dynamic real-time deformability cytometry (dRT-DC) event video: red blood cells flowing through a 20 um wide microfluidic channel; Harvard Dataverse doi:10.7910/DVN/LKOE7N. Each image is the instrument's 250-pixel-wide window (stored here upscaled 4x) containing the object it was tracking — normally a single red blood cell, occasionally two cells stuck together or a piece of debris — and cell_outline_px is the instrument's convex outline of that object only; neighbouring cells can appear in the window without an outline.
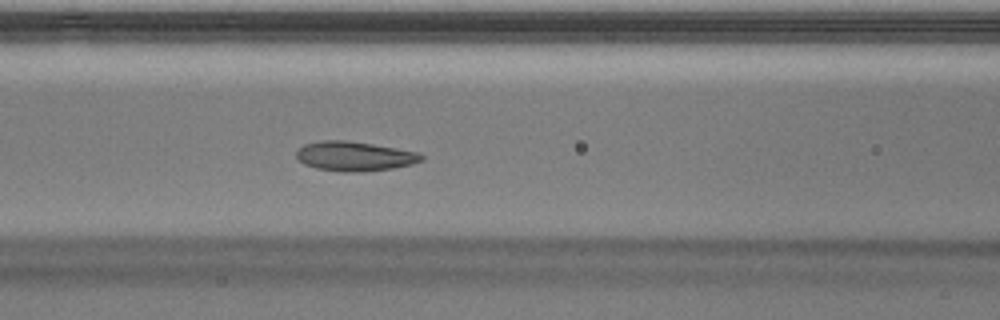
{"species": "Egyptian fruit bat (a non-hibernating species)", "species_latin": "Rousettus aegyptiacus", "temperature_condition": "warm", "stored_images_in_passage": 49, "camera_frame_rate_fps": 3000, "um_per_image_px": 0.085, "animal": {"sex": "male"}, "frame": {"image": 1, "passage_image": 20, "time_ms": 6.333, "image_size_px": [1000, 320], "cell_outline_px": [[424, 160], [412, 164], [392, 168], [364, 172], [344, 172], [316, 168], [304, 164], [296, 156], [296, 152], [304, 144], [324, 140], [344, 140], [372, 144], [416, 152], [424, 156]], "centroid_in_image_um": [30.13, 13.29], "position_along_channel_um": 136.5, "area_um2": 21.33}}
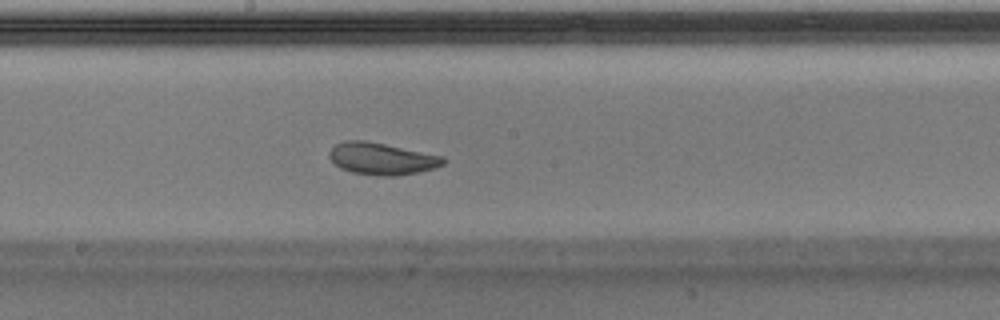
{"frame": {"image": 2, "passage_image": 26, "time_ms": 8.333, "image_size_px": [1000, 320], "cell_outline_px": [[448, 160], [444, 164], [436, 168], [420, 172], [396, 176], [380, 176], [352, 172], [340, 168], [328, 156], [328, 152], [336, 144], [344, 140], [364, 140], [444, 156]], "centroid_in_image_um": [32.48, 13.49], "position_along_channel_um": 215.7, "area_um2": 21.33}}
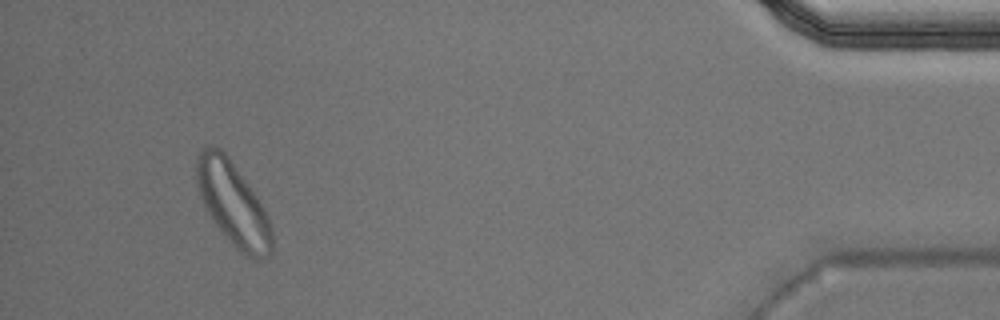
{"frame": {"image": 3, "passage_image": 46, "time_ms": 15.0, "image_size_px": [1000, 320], "cell_outline_px": [[272, 252], [264, 260], [252, 260], [236, 248], [232, 244], [212, 220], [204, 208], [196, 184], [196, 156], [200, 148], [220, 148], [228, 156], [256, 196], [264, 208], [268, 216], [272, 228]], "centroid_in_image_um": [19.8, 17.36], "position_along_channel_um": 415.4, "area_um2": 36.65}, "authors_computed_cell_mechanics": {"area_um2": 21.4438, "velocity_mm_per_s": 3.9684, "shape_relaxation_time_tau1_ms": 2.305, "shape_relaxation_time_tau2_ms": 2.225, "deformation_change_tau1": 0.0968, "deformation_change_tau2": 0.0797}}